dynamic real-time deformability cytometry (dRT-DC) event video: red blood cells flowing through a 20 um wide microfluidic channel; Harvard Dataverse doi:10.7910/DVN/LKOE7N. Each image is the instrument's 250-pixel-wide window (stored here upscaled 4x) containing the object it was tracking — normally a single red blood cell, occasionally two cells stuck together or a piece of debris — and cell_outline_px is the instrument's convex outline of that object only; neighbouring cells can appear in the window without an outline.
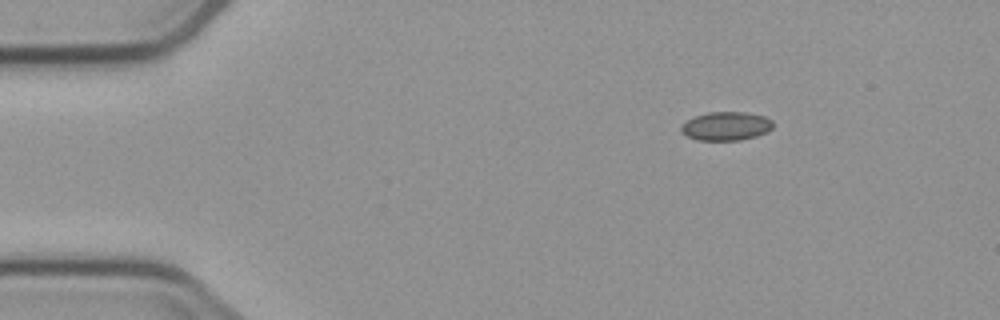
{"species": "common noctule bat (a hibernating species)", "species_latin": "Nyctalus noctula", "temperature_condition": "cold", "stored_images_in_passage": 4, "camera_frame_rate_fps": 3000, "um_per_image_px": 0.085, "animal": {"sex": "male", "body_mass_g": 23.1, "forearm_length_mm": 52.7}, "frame": {"image": 1, "passage_image": 4, "time_ms": 3.667, "image_size_px": [1000, 320], "cell_outline_px": [[772, 128], [768, 132], [756, 136], [740, 140], [696, 140], [680, 132], [680, 124], [696, 116], [708, 112], [744, 112], [764, 116], [772, 120]], "centroid_in_image_um": [61.7, 10.72], "position_along_channel_um": 23.3, "area_um2": 15.37}}